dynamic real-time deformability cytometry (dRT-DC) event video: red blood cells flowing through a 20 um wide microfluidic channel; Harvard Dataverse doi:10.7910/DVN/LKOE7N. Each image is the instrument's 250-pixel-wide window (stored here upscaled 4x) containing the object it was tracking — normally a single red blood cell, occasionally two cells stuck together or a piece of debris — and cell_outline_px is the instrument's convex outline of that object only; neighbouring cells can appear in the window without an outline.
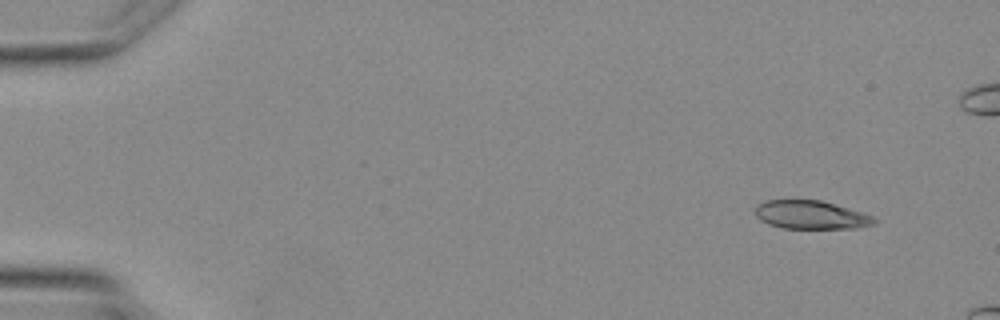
{"species": "Egyptian fruit bat (a non-hibernating species)", "species_latin": "Rousettus aegyptiacus", "temperature_condition": "warm", "stored_images_in_passage": 4, "camera_frame_rate_fps": 3000, "um_per_image_px": 0.085, "animal": {"sex": "female"}, "frame": {"image": 1, "passage_image": 1, "time_ms": 0.0, "image_size_px": [1000, 320], "cell_outline_px": [[880, 220], [876, 224], [856, 228], [784, 228], [768, 224], [760, 220], [756, 216], [756, 204], [764, 200], [820, 200], [876, 216]], "centroid_in_image_um": [68.97, 18.26], "position_along_channel_um": 16.0, "area_um2": 19.88}}